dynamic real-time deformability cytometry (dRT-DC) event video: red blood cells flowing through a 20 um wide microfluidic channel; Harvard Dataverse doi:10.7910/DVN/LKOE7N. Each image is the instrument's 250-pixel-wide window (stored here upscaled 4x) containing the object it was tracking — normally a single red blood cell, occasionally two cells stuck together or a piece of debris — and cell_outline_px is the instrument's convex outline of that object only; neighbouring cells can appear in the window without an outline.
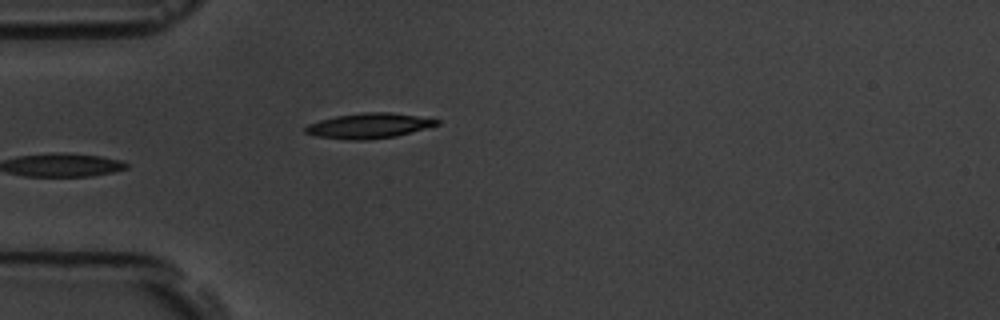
{"species": "common noctule bat (a hibernating species)", "species_latin": "Nyctalus noctula", "temperature_condition": "room temperature", "stored_images_in_passage": 5, "camera_frame_rate_fps": 3000, "um_per_image_px": 0.085, "animal": {"sex": "male", "body_mass_g": 19.5, "forearm_length_mm": 54.6}, "frame": {"image": 1, "passage_image": 5, "time_ms": 5.333, "image_size_px": [1000, 320], "cell_outline_px": [[440, 124], [396, 136], [364, 140], [348, 140], [316, 136], [304, 132], [304, 128], [308, 124], [320, 120], [336, 116], [364, 112], [392, 112], [440, 120]], "centroid_in_image_um": [31.33, 10.69], "position_along_channel_um": 53.7, "area_um2": 19.13}}